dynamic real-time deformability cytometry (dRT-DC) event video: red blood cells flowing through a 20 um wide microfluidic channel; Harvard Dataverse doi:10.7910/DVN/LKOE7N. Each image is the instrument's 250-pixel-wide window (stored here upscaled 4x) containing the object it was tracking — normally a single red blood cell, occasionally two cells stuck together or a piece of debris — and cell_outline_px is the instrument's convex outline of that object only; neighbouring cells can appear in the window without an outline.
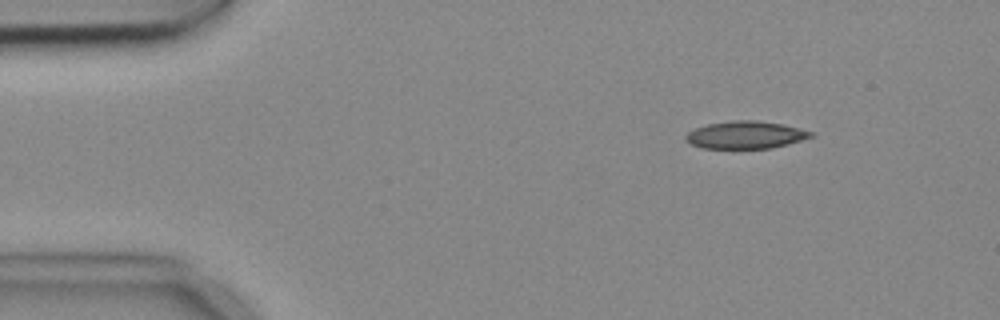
{"species": "common noctule bat (a hibernating species)", "species_latin": "Nyctalus noctula", "temperature_condition": "cold", "stored_images_in_passage": 3, "camera_frame_rate_fps": 3000, "um_per_image_px": 0.085, "animal": {"sex": "female", "body_mass_g": 18.4}, "frame": {"image": 1, "passage_image": 1, "time_ms": 0.0, "image_size_px": [1000, 320], "cell_outline_px": [[816, 136], [788, 144], [772, 148], [700, 148], [684, 140], [684, 136], [688, 132], [696, 128], [708, 124], [732, 120], [756, 120], [784, 124], [816, 132]], "centroid_in_image_um": [63.42, 11.46], "position_along_channel_um": 21.6, "area_um2": 20.29}}